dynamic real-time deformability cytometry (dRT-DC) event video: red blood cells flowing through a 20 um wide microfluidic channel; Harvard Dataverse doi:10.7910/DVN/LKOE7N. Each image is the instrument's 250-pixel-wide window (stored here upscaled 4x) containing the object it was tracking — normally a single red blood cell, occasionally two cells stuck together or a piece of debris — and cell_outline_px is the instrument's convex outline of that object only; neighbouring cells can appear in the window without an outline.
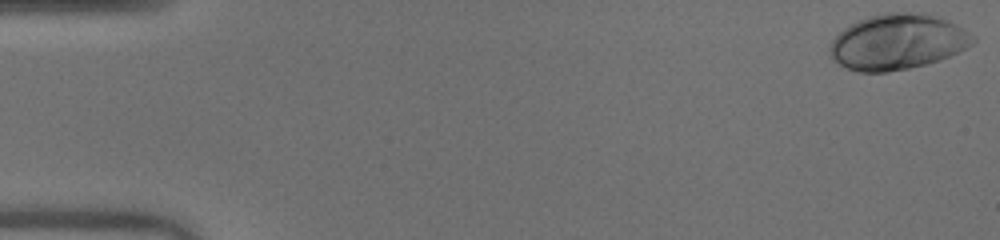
{"species": "human", "species_latin": "Homo sapiens", "temperature_condition": "warm", "stored_images_in_passage": 43, "camera_frame_rate_fps": 3000, "um_per_image_px": 0.085, "donor": {"sex": "male"}, "frame": {"image": 1, "passage_image": 1, "time_ms": 0.0, "image_size_px": [1000, 240], "cell_outline_px": [[976, 40], [972, 44], [940, 60], [908, 68], [888, 72], [856, 72], [832, 60], [828, 48], [832, 40], [844, 28], [860, 20], [872, 16], [888, 12], [920, 12], [940, 16], [956, 24], [976, 36]], "centroid_in_image_um": [76.3, 3.55], "position_along_channel_um": 8.7, "area_um2": 46.18}}
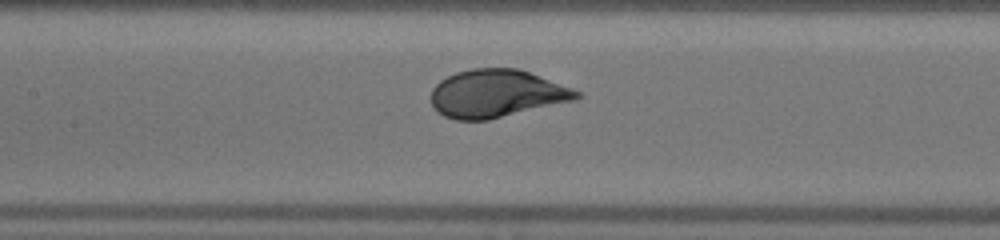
{"frame": {"image": 2, "passage_image": 24, "time_ms": 7.667, "image_size_px": [1000, 240], "cell_outline_px": [[580, 96], [572, 100], [488, 120], [456, 120], [444, 116], [436, 112], [432, 108], [432, 88], [440, 80], [456, 72], [472, 68], [516, 68], [528, 72], [572, 88], [580, 92]], "centroid_in_image_um": [42.13, 7.96], "position_along_channel_um": 165.3, "area_um2": 40.11}}
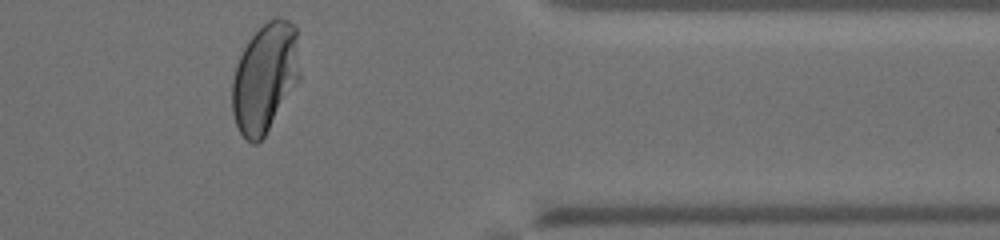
{"frame": {"image": 3, "passage_image": 42, "time_ms": 13.667, "image_size_px": [1000, 240], "cell_outline_px": [[300, 80], [264, 136], [256, 144], [252, 144], [240, 132], [236, 124], [232, 112], [232, 80], [236, 64], [248, 40], [268, 20], [276, 16], [280, 16], [288, 20], [296, 28], [300, 72]], "centroid_in_image_um": [22.53, 6.59], "position_along_channel_um": 388.9, "area_um2": 43.12}, "authors_computed_cell_mechanics": {"area_um2": 41.7316, "velocity_mm_per_s": 4.0314, "shape_relaxation_time_tau1_ms": 2.528, "shape_relaxation_time_tau2_ms": null, "deformation_change_tau1": 0.1778, "deformation_change_tau2": null}}